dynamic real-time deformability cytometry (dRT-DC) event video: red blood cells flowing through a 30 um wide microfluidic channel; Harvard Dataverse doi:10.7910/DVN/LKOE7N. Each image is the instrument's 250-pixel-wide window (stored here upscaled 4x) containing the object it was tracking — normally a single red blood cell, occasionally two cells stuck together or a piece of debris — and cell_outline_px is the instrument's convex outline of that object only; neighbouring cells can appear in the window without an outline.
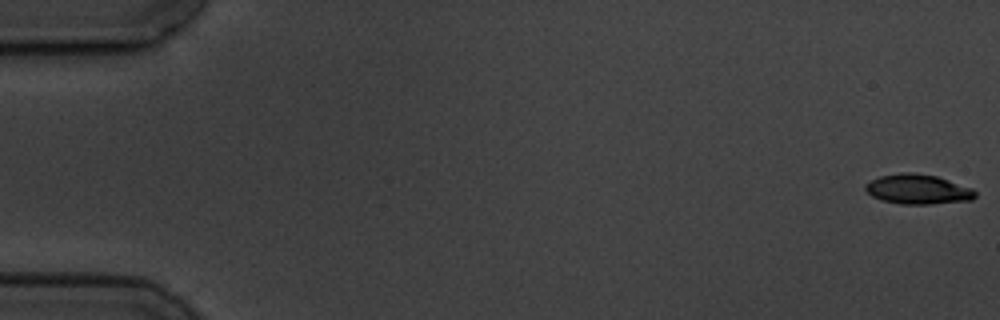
{"species": "common noctule bat (a hibernating species)", "species_latin": "Nyctalus noctula", "temperature_condition": "cold", "stored_images_in_passage": 9, "camera_frame_rate_fps": 3000, "um_per_image_px": 0.085, "animal": {"sex": "male", "body_mass_g": 19.5, "forearm_length_mm": 54.6}, "frame": {"image": 1, "passage_image": 1, "time_ms": 0.0, "image_size_px": [1000, 320], "cell_outline_px": [[976, 196], [972, 200], [932, 204], [900, 204], [880, 200], [872, 196], [864, 188], [864, 184], [880, 176], [900, 172], [912, 172], [936, 176], [972, 188], [976, 192]], "centroid_in_image_um": [78.01, 16.09], "position_along_channel_um": 7.0, "area_um2": 19.13}}
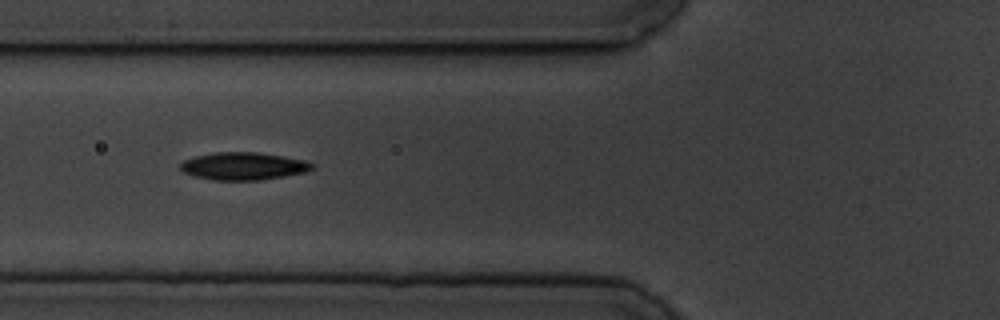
{"frame": {"image": 2, "passage_image": 7, "time_ms": 7.0, "image_size_px": [1000, 320], "cell_outline_px": [[316, 168], [304, 172], [284, 176], [260, 180], [212, 180], [196, 176], [184, 172], [180, 168], [180, 164], [184, 160], [196, 156], [212, 152], [256, 152], [304, 160], [316, 164]], "centroid_in_image_um": [20.7, 14.12], "position_along_channel_um": 105.1, "area_um2": 21.1}}
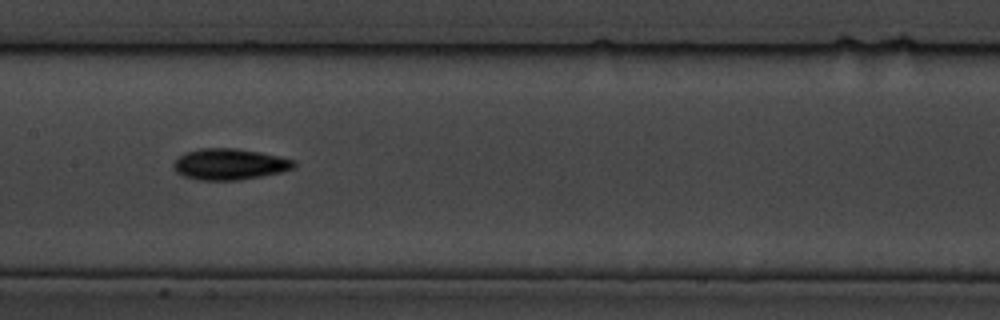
{"frame": {"image": 3, "passage_image": 9, "time_ms": 9.333, "image_size_px": [1000, 320], "cell_outline_px": [[296, 168], [280, 172], [240, 180], [200, 180], [184, 176], [176, 172], [172, 168], [172, 164], [184, 152], [200, 148], [236, 148], [260, 152], [296, 160]], "centroid_in_image_um": [19.51, 13.95], "position_along_channel_um": 187.9, "area_um2": 21.96}}